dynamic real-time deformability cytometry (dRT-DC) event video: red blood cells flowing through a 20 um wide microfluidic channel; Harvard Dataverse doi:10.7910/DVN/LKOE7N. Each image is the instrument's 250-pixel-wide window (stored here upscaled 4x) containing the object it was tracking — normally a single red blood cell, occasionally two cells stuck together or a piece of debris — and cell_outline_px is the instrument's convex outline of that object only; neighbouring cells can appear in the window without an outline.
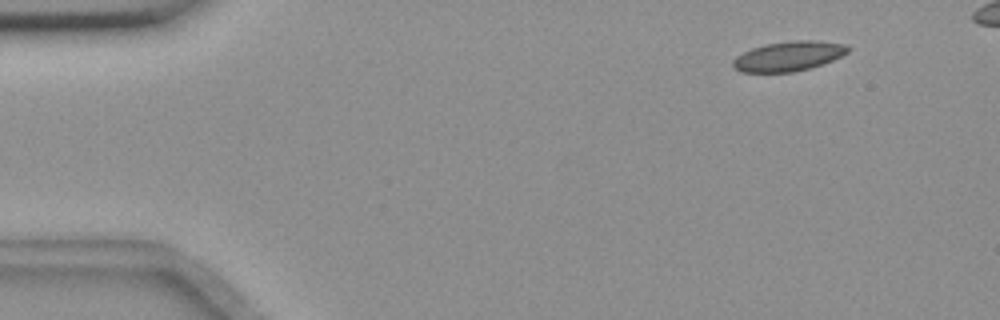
{"species": "common noctule bat (a hibernating species)", "species_latin": "Nyctalus noctula", "temperature_condition": "room temperature", "stored_images_in_passage": 48, "camera_frame_rate_fps": 3000, "um_per_image_px": 0.085, "animal": {"sex": "female", "body_mass_g": 18.4}, "frame": {"image": 1, "passage_image": 1, "time_ms": 0.0, "image_size_px": [1000, 320], "cell_outline_px": [[852, 48], [848, 52], [832, 60], [808, 68], [792, 72], [740, 72], [732, 64], [732, 60], [736, 56], [752, 48], [764, 44], [792, 40], [812, 40], [848, 44]], "centroid_in_image_um": [67.03, 4.76], "position_along_channel_um": 18.0, "area_um2": 19.88}}
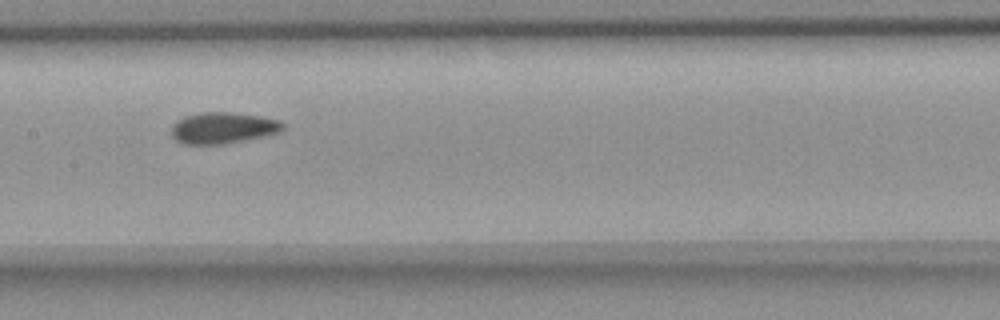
{"frame": {"image": 2, "passage_image": 23, "time_ms": 7.333, "image_size_px": [1000, 320], "cell_outline_px": [[284, 128], [280, 132], [220, 144], [184, 144], [176, 140], [172, 136], [172, 124], [176, 120], [184, 116], [200, 112], [232, 112], [260, 116], [280, 120], [284, 124]], "centroid_in_image_um": [18.91, 10.85], "position_along_channel_um": 188.5, "area_um2": 20.17}}
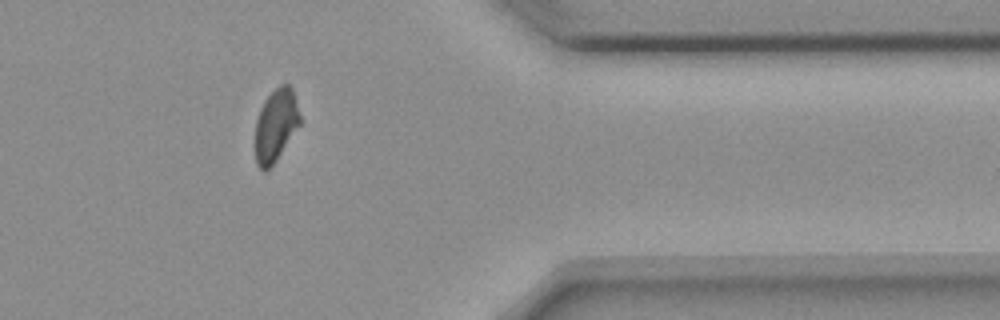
{"frame": {"image": 3, "passage_image": 41, "time_ms": 13.333, "image_size_px": [1000, 320], "cell_outline_px": [[300, 124], [276, 160], [264, 172], [256, 164], [256, 120], [260, 108], [264, 100], [280, 84], [288, 84], [292, 88], [300, 116]], "centroid_in_image_um": [23.43, 10.63], "position_along_channel_um": 388.0, "area_um2": 18.55}}